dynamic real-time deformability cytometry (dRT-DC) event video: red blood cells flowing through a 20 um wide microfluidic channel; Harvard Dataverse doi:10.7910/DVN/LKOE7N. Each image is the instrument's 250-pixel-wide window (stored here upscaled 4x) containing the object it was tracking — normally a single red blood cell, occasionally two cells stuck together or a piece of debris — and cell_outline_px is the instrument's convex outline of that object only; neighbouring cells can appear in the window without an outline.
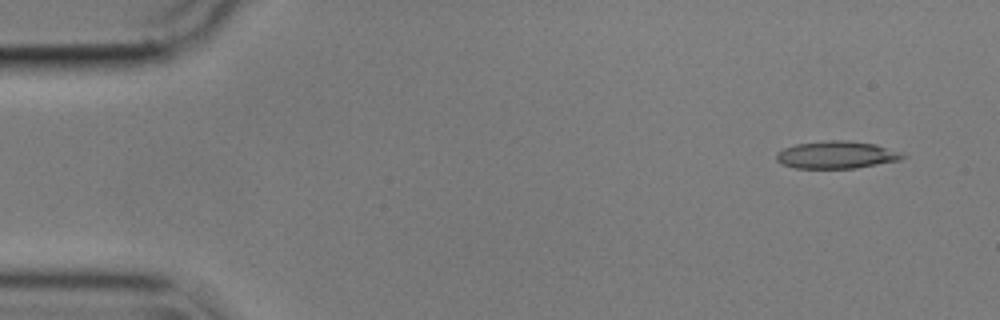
{"species": "common noctule bat (a hibernating species)", "species_latin": "Nyctalus noctula", "temperature_condition": "cold", "stored_images_in_passage": 14, "camera_frame_rate_fps": 3000, "um_per_image_px": 0.085, "animal": {"sex": "male", "body_mass_g": 17.9}, "frame": {"image": 1, "passage_image": 4, "time_ms": 1.0, "image_size_px": [1000, 320], "cell_outline_px": [[908, 156], [900, 160], [856, 168], [796, 168], [780, 164], [776, 160], [776, 152], [784, 148], [796, 144], [828, 140], [848, 140], [876, 144]], "centroid_in_image_um": [71.06, 13.16], "position_along_channel_um": 13.9, "area_um2": 20.17}}